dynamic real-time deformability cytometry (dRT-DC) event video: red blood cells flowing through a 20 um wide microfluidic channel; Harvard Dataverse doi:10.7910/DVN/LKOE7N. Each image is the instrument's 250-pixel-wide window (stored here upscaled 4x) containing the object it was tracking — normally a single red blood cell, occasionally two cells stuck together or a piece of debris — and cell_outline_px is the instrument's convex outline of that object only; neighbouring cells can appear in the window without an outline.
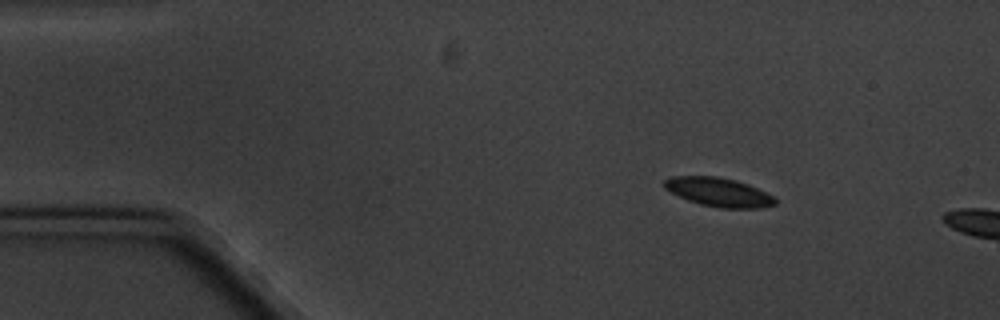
{"species": "common noctule bat (a hibernating species)", "species_latin": "Nyctalus noctula", "temperature_condition": "cold", "stored_images_in_passage": 3, "camera_frame_rate_fps": 3000, "um_per_image_px": 0.085, "animal": {"sex": "male", "body_mass_g": 20.1, "forearm_length_mm": 53.5}, "frame": {"image": 1, "passage_image": 1, "time_ms": 0.0, "image_size_px": [1000, 320], "cell_outline_px": [[776, 204], [760, 208], [720, 208], [700, 204], [688, 200], [664, 188], [664, 180], [672, 176], [716, 176], [736, 180], [748, 184], [776, 196]], "centroid_in_image_um": [61.13, 16.33], "position_along_channel_um": 23.9, "area_um2": 18.67}}